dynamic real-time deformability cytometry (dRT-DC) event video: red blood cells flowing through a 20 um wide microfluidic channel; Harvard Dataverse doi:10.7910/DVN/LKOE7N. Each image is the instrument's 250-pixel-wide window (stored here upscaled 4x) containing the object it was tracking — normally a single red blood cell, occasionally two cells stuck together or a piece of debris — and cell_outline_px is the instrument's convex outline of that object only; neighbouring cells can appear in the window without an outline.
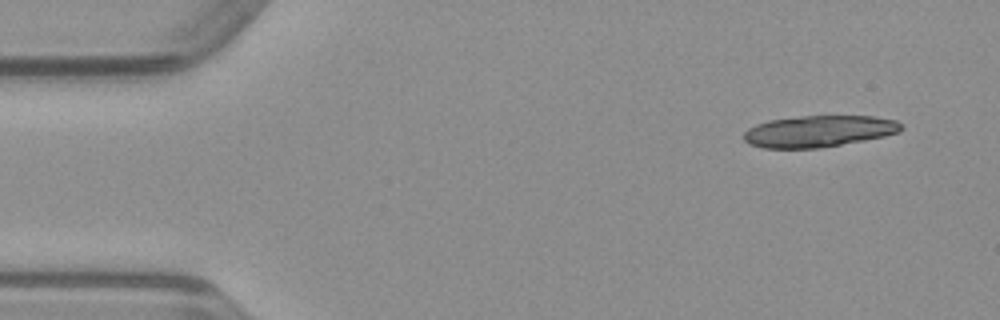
{"species": "common noctule bat (a hibernating species)", "species_latin": "Nyctalus noctula", "temperature_condition": "warm", "stored_images_in_passage": 14, "camera_frame_rate_fps": 3000, "um_per_image_px": 0.085, "animal": {"sex": "male", "body_mass_g": 23.1, "forearm_length_mm": 52.7}, "frame": {"image": 1, "passage_image": 1, "time_ms": 0.0, "image_size_px": [1000, 320], "cell_outline_px": [[904, 128], [900, 132], [884, 136], [864, 140], [820, 148], [764, 148], [748, 144], [744, 140], [744, 132], [748, 128], [756, 124], [768, 120], [800, 116], [872, 116], [896, 120], [904, 124]], "centroid_in_image_um": [69.61, 11.15], "position_along_channel_um": 15.4, "area_um2": 29.07}}